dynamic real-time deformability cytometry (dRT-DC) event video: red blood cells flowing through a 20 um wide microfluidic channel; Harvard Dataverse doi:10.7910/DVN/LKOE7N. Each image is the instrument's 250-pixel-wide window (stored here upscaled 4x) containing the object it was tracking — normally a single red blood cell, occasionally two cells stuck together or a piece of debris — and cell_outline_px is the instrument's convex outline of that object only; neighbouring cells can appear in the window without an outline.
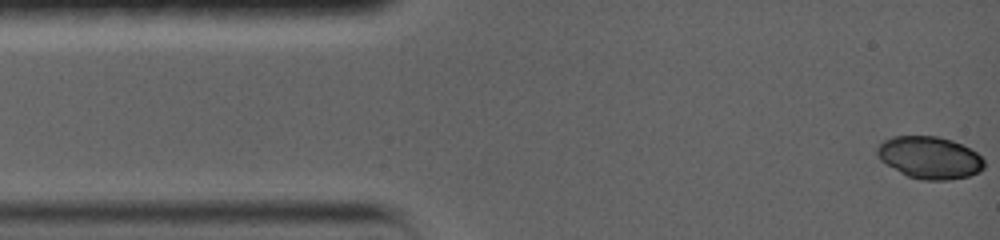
{"species": "common noctule bat (a hibernating species)", "species_latin": "Nyctalus noctula", "temperature_condition": "warm", "stored_images_in_passage": 12, "camera_frame_rate_fps": 5000, "um_per_image_px": 0.085, "animal": {"sex": "female", "body_mass_g": 19.0, "forearm_length_mm": 56.7}, "frame": {"image": 1, "passage_image": 1, "time_ms": 0.0, "image_size_px": [1000, 240], "cell_outline_px": [[984, 168], [980, 172], [968, 176], [948, 180], [924, 180], [908, 176], [900, 172], [880, 160], [876, 152], [876, 148], [884, 140], [892, 136], [936, 136], [952, 140], [976, 152], [984, 160]], "centroid_in_image_um": [79.01, 13.39], "position_along_channel_um": 6.0, "area_um2": 26.24}}
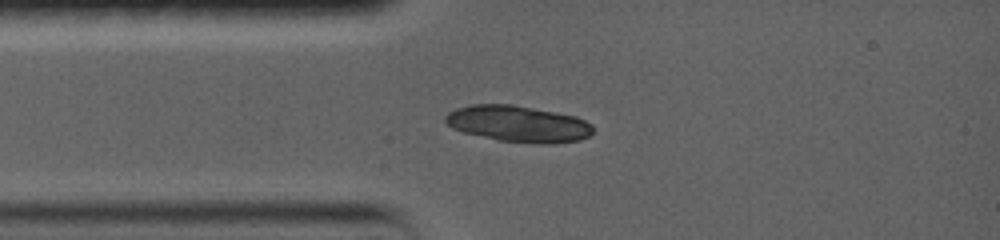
{"frame": {"image": 2, "passage_image": 10, "time_ms": 3.0, "image_size_px": [1000, 240], "cell_outline_px": [[592, 132], [588, 136], [580, 140], [552, 144], [536, 144], [500, 140], [464, 132], [452, 128], [444, 120], [444, 116], [448, 112], [456, 108], [468, 104], [512, 104], [576, 116], [592, 124]], "centroid_in_image_um": [44.04, 10.52], "position_along_channel_um": 41.0, "area_um2": 31.33}}